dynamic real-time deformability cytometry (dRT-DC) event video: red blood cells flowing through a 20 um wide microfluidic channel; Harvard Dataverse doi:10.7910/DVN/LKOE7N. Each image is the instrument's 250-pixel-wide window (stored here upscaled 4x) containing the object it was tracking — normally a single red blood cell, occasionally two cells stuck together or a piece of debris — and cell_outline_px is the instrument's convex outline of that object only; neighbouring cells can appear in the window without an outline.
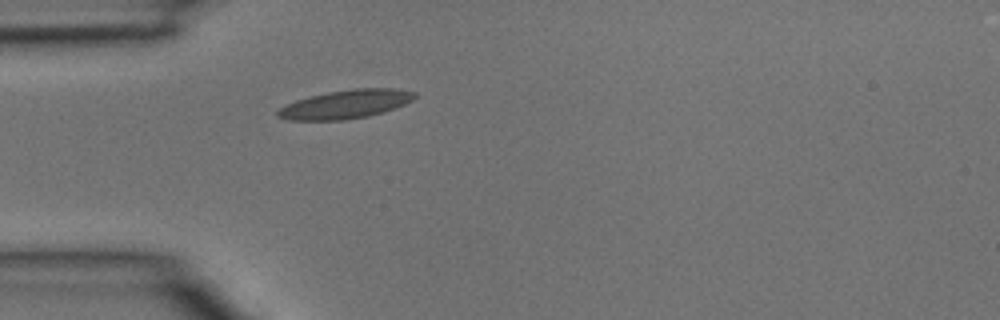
{"species": "common noctule bat (a hibernating species)", "species_latin": "Nyctalus noctula", "temperature_condition": "room temperature", "stored_images_in_passage": 1, "camera_frame_rate_fps": 3000, "um_per_image_px": 0.085, "animal": {"sex": "male", "body_mass_g": 15.6}, "frame": {"image": 1, "passage_image": 1, "time_ms": 0.0, "image_size_px": [1000, 320], "cell_outline_px": [[416, 96], [412, 100], [404, 104], [384, 112], [368, 116], [344, 120], [288, 120], [276, 116], [276, 112], [280, 108], [296, 100], [328, 92], [356, 88], [396, 88], [416, 92]], "centroid_in_image_um": [29.4, 8.86], "position_along_channel_um": 55.6, "area_um2": 22.72}}